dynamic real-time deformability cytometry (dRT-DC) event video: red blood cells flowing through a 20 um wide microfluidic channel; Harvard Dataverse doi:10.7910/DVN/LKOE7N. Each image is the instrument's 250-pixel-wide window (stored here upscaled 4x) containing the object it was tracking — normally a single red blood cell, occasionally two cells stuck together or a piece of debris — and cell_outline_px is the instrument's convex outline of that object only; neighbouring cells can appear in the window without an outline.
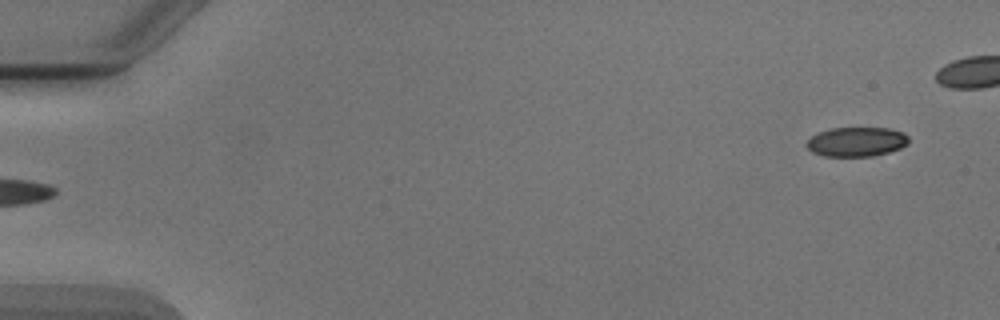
{"species": "Egyptian fruit bat (a non-hibernating species)", "species_latin": "Rousettus aegyptiacus", "temperature_condition": "cold", "stored_images_in_passage": 5, "camera_frame_rate_fps": 3000, "um_per_image_px": 0.085, "animal": {"sex": "male"}, "frame": {"image": 1, "passage_image": 5, "time_ms": 4.667, "image_size_px": [1000, 320], "cell_outline_px": [[908, 144], [900, 148], [888, 152], [872, 156], [824, 156], [812, 152], [804, 144], [812, 136], [820, 132], [832, 128], [892, 128], [904, 132], [908, 136]], "centroid_in_image_um": [72.82, 12.05], "position_along_channel_um": 12.2, "area_um2": 17.51}}